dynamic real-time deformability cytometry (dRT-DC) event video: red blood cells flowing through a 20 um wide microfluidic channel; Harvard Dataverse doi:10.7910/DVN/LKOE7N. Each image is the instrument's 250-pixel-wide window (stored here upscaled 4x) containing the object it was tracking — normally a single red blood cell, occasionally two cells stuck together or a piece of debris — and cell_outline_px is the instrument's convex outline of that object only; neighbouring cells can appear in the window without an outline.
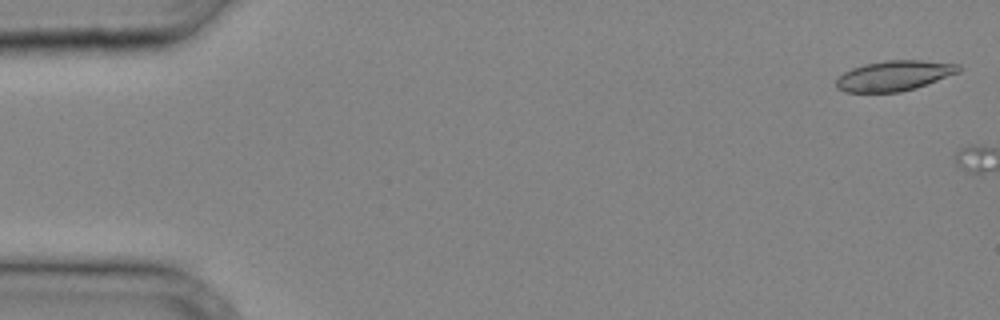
{"species": "common noctule bat (a hibernating species)", "species_latin": "Nyctalus noctula", "temperature_condition": "cold", "stored_images_in_passage": 2, "camera_frame_rate_fps": 3000, "um_per_image_px": 0.085, "animal": {"sex": "male", "body_mass_g": 20.4}, "frame": {"image": 1, "passage_image": 1, "time_ms": 0.0, "image_size_px": [1000, 320], "cell_outline_px": [[960, 68], [956, 72], [924, 84], [912, 88], [896, 92], [848, 92], [840, 88], [836, 84], [836, 80], [844, 72], [868, 64], [892, 60], [912, 60], [952, 64]], "centroid_in_image_um": [75.91, 6.45], "position_along_channel_um": 9.1, "area_um2": 20.17}}